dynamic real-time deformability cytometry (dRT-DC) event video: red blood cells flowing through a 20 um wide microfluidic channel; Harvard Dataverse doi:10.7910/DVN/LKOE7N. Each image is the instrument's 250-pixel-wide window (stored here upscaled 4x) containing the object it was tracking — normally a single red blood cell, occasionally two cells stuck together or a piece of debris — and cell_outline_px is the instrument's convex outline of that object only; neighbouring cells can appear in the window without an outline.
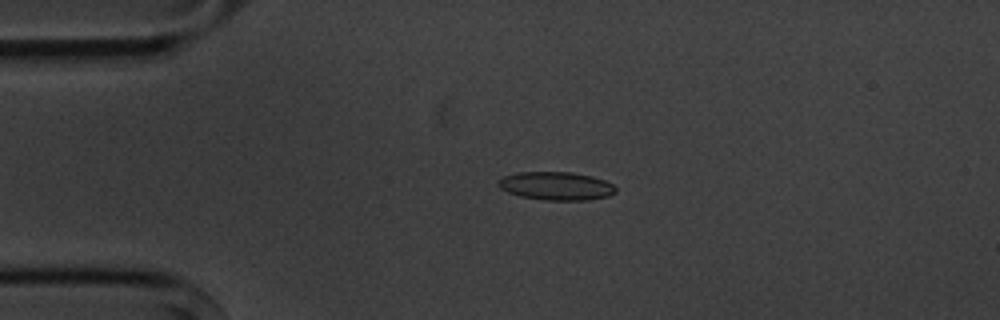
{"species": "common noctule bat (a hibernating species)", "species_latin": "Nyctalus noctula", "temperature_condition": "cold", "stored_images_in_passage": 8, "camera_frame_rate_fps": 3000, "um_per_image_px": 0.085, "animal": {"sex": "male", "body_mass_g": 20.1, "forearm_length_mm": 53.5}, "frame": {"image": 1, "passage_image": 4, "time_ms": 3.333, "image_size_px": [1000, 320], "cell_outline_px": [[616, 192], [608, 196], [588, 200], [544, 200], [520, 196], [508, 192], [500, 188], [496, 184], [496, 180], [504, 176], [520, 172], [572, 172], [592, 176], [604, 180], [612, 184], [616, 188]], "centroid_in_image_um": [47.26, 15.8], "position_along_channel_um": 37.7, "area_um2": 19.42}}
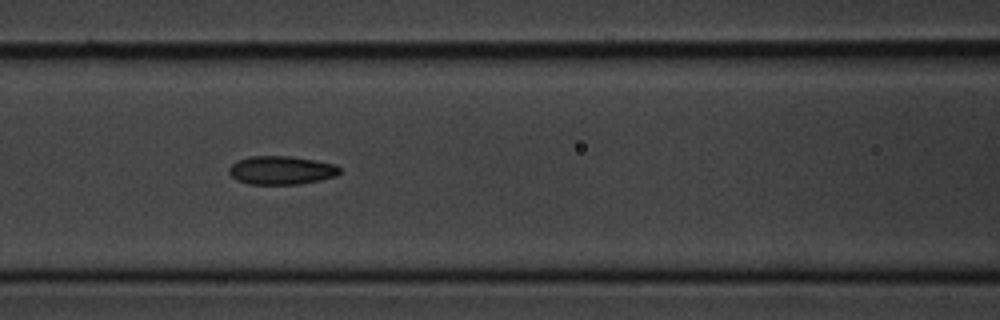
{"frame": {"image": 2, "passage_image": 7, "time_ms": 7.0, "image_size_px": [1000, 320], "cell_outline_px": [[340, 172], [336, 176], [320, 180], [300, 184], [248, 184], [236, 180], [228, 172], [228, 168], [236, 160], [252, 156], [288, 156], [316, 160], [336, 164], [340, 168]], "centroid_in_image_um": [23.9, 14.47], "position_along_channel_um": 142.7, "area_um2": 18.5}}
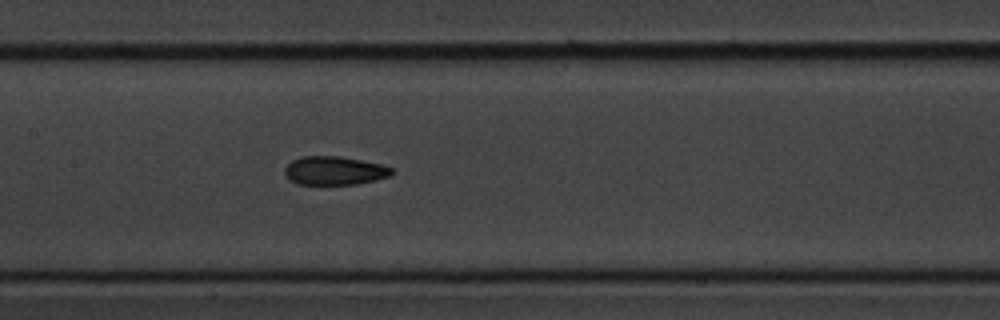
{"frame": {"image": 3, "passage_image": 8, "time_ms": 8.0, "image_size_px": [1000, 320], "cell_outline_px": [[392, 176], [376, 180], [356, 184], [296, 184], [284, 172], [284, 168], [292, 160], [300, 156], [340, 156], [384, 164], [392, 168]], "centroid_in_image_um": [28.46, 14.49], "position_along_channel_um": 178.9, "area_um2": 17.92}}